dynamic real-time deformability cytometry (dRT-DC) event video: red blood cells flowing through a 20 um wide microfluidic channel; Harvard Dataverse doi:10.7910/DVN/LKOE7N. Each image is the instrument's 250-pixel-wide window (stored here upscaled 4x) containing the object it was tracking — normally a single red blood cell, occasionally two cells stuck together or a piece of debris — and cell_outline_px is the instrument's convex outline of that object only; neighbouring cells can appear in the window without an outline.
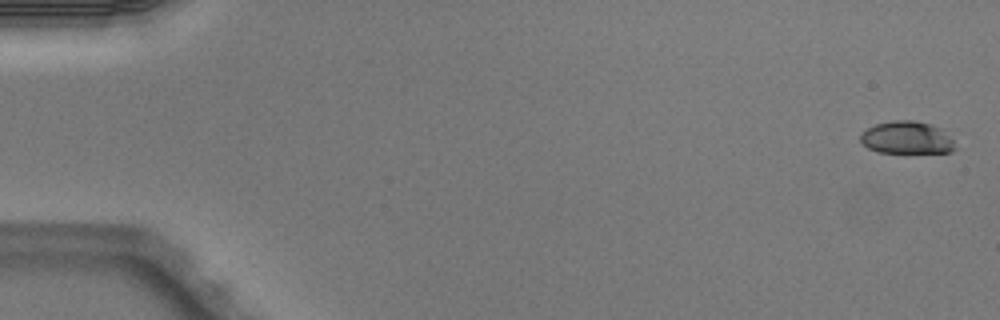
{"species": "Egyptian fruit bat (a non-hibernating species)", "species_latin": "Rousettus aegyptiacus", "temperature_condition": "warm", "stored_images_in_passage": 7, "segment_of_instrument_passage": [1, 2], "camera_frame_rate_fps": 3000, "um_per_image_px": 0.085, "animal": {"sex": "male"}, "frame": {"image": 1, "passage_image": 1, "time_ms": 0.0, "image_size_px": [1000, 320], "cell_outline_px": [[956, 148], [952, 152], [880, 152], [868, 148], [860, 140], [860, 136], [868, 128], [876, 124], [892, 120], [916, 120], [932, 124], [940, 128], [952, 140]], "centroid_in_image_um": [77.09, 11.69], "position_along_channel_um": 7.9, "area_um2": 17.74}}
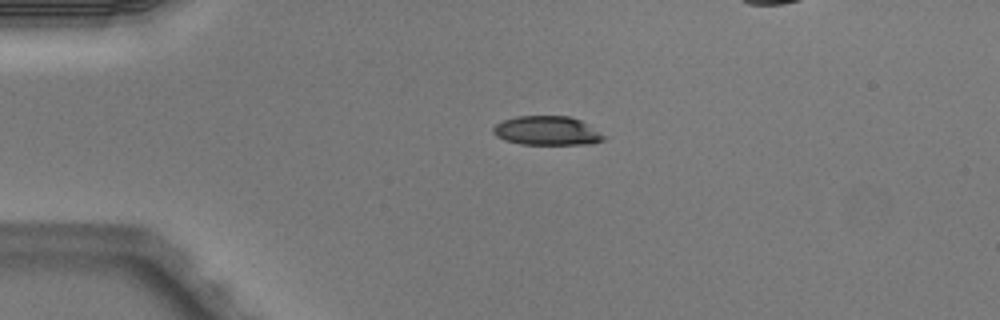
{"frame": {"image": 2, "passage_image": 4, "time_ms": 1.0, "image_size_px": [1000, 320], "cell_outline_px": [[608, 136], [604, 140], [592, 144], [520, 144], [504, 140], [496, 136], [492, 132], [492, 128], [496, 124], [504, 120], [516, 116], [568, 116], [580, 120]], "centroid_in_image_um": [46.51, 11.12], "position_along_channel_um": 38.5, "area_um2": 18.84}}
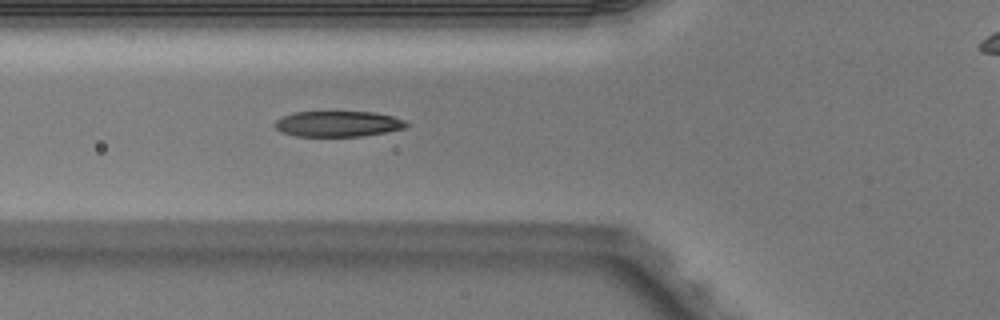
{"frame": {"image": 3, "passage_image": 6, "time_ms": 1.667, "image_size_px": [1000, 320], "cell_outline_px": [[412, 124], [408, 128], [360, 136], [296, 136], [284, 132], [276, 128], [276, 120], [292, 112], [372, 112], [392, 116], [404, 120]], "centroid_in_image_um": [28.8, 10.52], "position_along_channel_um": 97.0, "area_um2": 19.54}}